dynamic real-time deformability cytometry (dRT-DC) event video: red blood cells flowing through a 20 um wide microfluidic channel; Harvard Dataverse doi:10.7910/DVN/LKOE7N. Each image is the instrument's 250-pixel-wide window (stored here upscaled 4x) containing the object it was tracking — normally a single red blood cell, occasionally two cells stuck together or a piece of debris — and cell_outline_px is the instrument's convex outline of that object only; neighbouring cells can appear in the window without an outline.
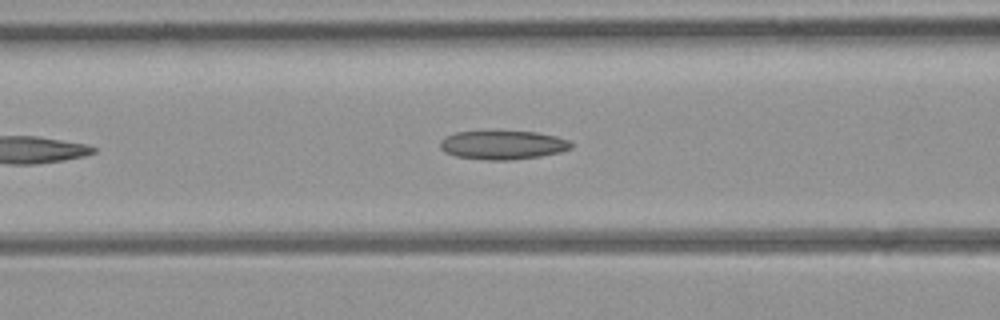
{"species": "common noctule bat (a hibernating species)", "species_latin": "Nyctalus noctula", "temperature_condition": "room temperature", "stored_images_in_passage": 6, "segment_of_instrument_passage": [1, 2], "camera_frame_rate_fps": 3000, "um_per_image_px": 0.085, "animal": {"sex": "female", "body_mass_g": 21.9}, "frame": {"image": 1, "passage_image": 5, "time_ms": 4.667, "image_size_px": [1000, 320], "cell_outline_px": [[572, 148], [560, 152], [540, 156], [512, 160], [484, 160], [456, 156], [444, 152], [440, 148], [440, 140], [444, 136], [456, 132], [536, 132], [556, 136], [572, 140]], "centroid_in_image_um": [42.74, 12.33], "position_along_channel_um": 123.9, "area_um2": 22.02}}